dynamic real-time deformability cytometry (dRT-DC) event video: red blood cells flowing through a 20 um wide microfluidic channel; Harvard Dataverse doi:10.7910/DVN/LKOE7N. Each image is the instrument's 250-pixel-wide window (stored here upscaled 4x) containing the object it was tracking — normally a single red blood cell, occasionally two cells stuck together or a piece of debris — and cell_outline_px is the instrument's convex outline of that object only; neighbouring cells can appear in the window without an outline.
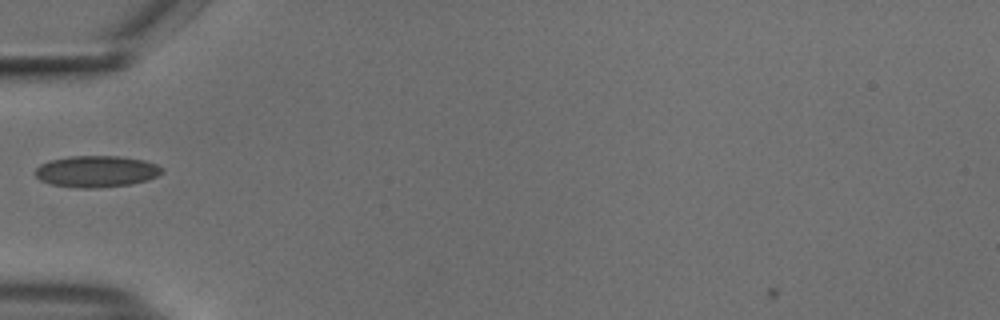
{"species": "common noctule bat (a hibernating species)", "species_latin": "Nyctalus noctula", "temperature_condition": "cold", "stored_images_in_passage": 37, "camera_frame_rate_fps": 3000, "um_per_image_px": 0.085, "animal": {"sex": "male", "body_mass_g": 18.8}, "frame": {"image": 1, "passage_image": 2, "time_ms": 0.333, "image_size_px": [1000, 320], "cell_outline_px": [[164, 172], [148, 180], [132, 184], [96, 188], [80, 188], [52, 184], [40, 180], [36, 176], [36, 168], [40, 164], [48, 160], [68, 156], [120, 156], [144, 160], [156, 164], [164, 168]], "centroid_in_image_um": [8.21, 14.56], "position_along_channel_um": 76.8, "area_um2": 23.41}}
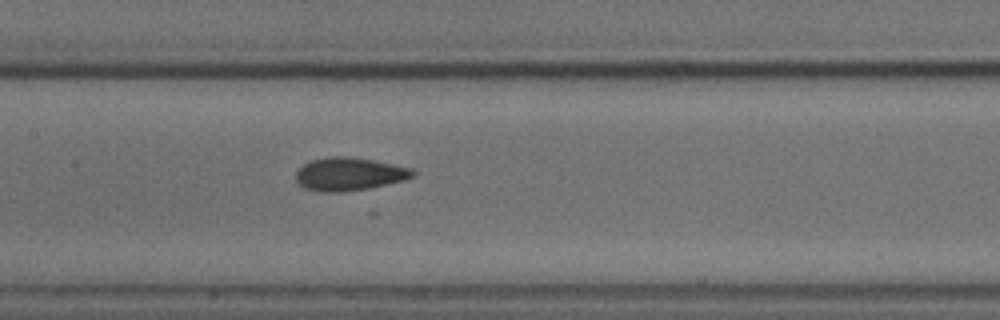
{"frame": {"image": 2, "passage_image": 10, "time_ms": 3.0, "image_size_px": [1000, 320], "cell_outline_px": [[416, 176], [404, 180], [368, 188], [340, 192], [320, 192], [304, 188], [296, 180], [296, 172], [304, 164], [312, 160], [328, 156], [348, 156], [372, 160], [412, 168], [416, 172]], "centroid_in_image_um": [29.69, 14.79], "position_along_channel_um": 177.7, "area_um2": 22.48}}
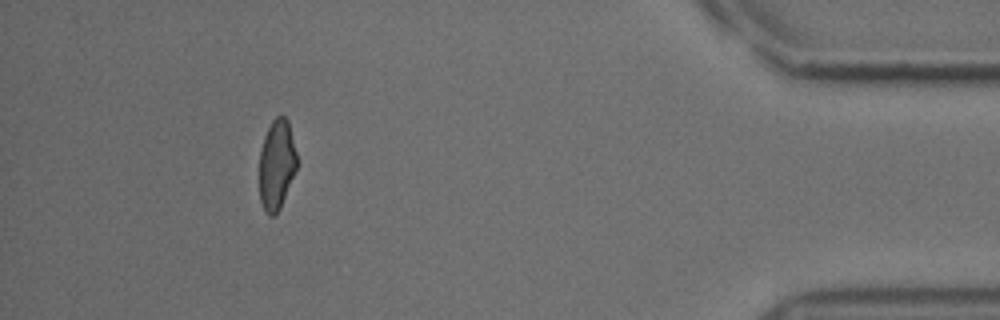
{"frame": {"image": 3, "passage_image": 33, "time_ms": 10.667, "image_size_px": [1000, 320], "cell_outline_px": [[296, 168], [280, 208], [272, 216], [268, 216], [260, 200], [260, 152], [264, 136], [272, 120], [276, 116], [284, 116], [288, 120], [296, 152]], "centroid_in_image_um": [23.51, 13.97], "position_along_channel_um": 411.7, "area_um2": 19.31}, "authors_computed_cell_mechanics": {"area_um2": 21.5594, "velocity_mm_per_s": 3.7342, "shape_relaxation_time_tau1_ms": 10.8246, "shape_relaxation_time_tau2_ms": 2.2613, "deformation_change_tau1": 0.1498, "deformation_change_tau2": 0.0645}}